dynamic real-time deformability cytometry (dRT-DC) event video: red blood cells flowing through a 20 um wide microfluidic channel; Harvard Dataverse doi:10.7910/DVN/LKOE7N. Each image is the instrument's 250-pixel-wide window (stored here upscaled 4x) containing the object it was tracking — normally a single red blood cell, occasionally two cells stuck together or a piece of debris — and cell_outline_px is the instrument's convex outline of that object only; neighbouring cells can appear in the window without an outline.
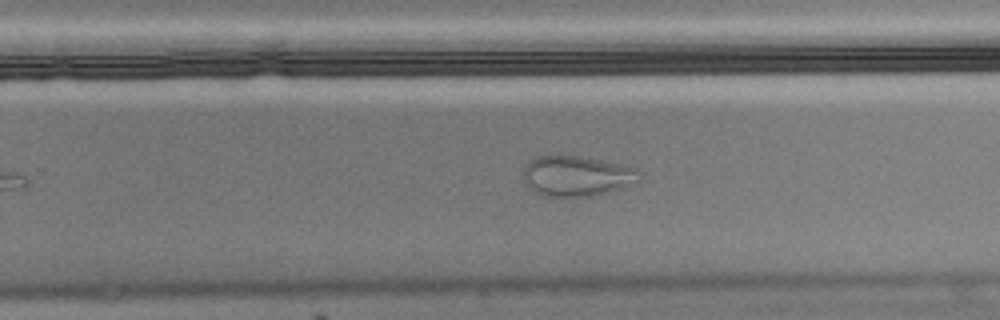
{"species": "Egyptian fruit bat (a non-hibernating species)", "species_latin": "Rousettus aegyptiacus", "temperature_condition": "cold", "stored_images_in_passage": 50, "camera_frame_rate_fps": 3000, "um_per_image_px": 0.085, "animal": {"sex": "male"}, "frame": {"image": 1, "passage_image": 29, "time_ms": 9.333, "image_size_px": [1000, 320], "cell_outline_px": [[640, 180], [636, 184], [592, 196], [544, 196], [536, 192], [524, 180], [524, 164], [528, 160], [536, 156], [580, 156], [600, 160], [636, 168]], "centroid_in_image_um": [49.02, 14.95], "position_along_channel_um": 280.8, "area_um2": 27.05}}